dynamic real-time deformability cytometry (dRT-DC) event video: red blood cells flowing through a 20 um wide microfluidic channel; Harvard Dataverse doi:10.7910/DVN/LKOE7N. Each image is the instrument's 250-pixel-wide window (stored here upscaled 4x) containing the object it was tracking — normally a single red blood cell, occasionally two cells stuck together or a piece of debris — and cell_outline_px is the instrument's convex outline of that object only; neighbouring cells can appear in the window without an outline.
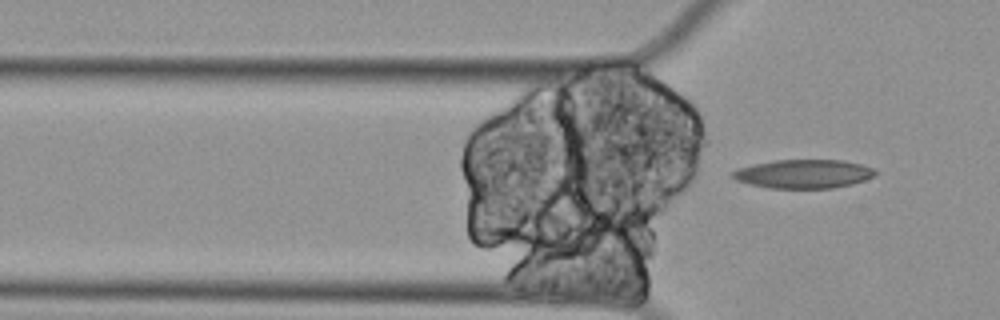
{"species": "Egyptian fruit bat (a non-hibernating species)", "species_latin": "Rousettus aegyptiacus", "temperature_condition": "cold", "stored_images_in_passage": 17, "camera_frame_rate_fps": 3000, "um_per_image_px": 0.085, "animal": {"sex": "female"}, "frame": {"image": 1, "passage_image": 17, "time_ms": 5.333, "image_size_px": [1000, 320], "cell_outline_px": [[876, 172], [872, 176], [864, 180], [852, 184], [832, 188], [768, 188], [748, 184], [736, 180], [732, 176], [732, 172], [736, 168], [752, 164], [772, 160], [844, 160], [860, 164], [872, 168]], "centroid_in_image_um": [68.24, 14.77], "position_along_channel_um": 57.6, "area_um2": 23.93}}